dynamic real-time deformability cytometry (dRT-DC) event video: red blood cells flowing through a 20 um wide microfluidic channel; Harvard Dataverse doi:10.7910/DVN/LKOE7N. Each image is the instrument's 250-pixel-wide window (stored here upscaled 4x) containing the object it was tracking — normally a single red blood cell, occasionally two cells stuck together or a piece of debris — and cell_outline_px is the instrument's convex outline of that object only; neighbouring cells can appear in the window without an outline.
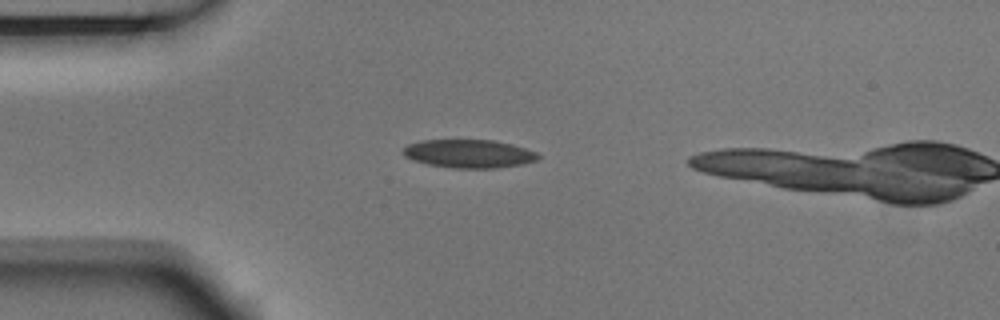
{"species": "Egyptian fruit bat (a non-hibernating species)", "species_latin": "Rousettus aegyptiacus", "temperature_condition": "room temperature", "stored_images_in_passage": 6, "camera_frame_rate_fps": 3000, "um_per_image_px": 0.085, "animal": {"sex": "male"}, "frame": {"image": 1, "passage_image": 4, "time_ms": 1.0, "image_size_px": [1000, 320], "cell_outline_px": [[540, 156], [536, 160], [520, 164], [492, 168], [452, 168], [428, 164], [404, 156], [400, 152], [400, 148], [408, 144], [420, 140], [492, 140], [512, 144], [536, 152]], "centroid_in_image_um": [39.79, 13.05], "position_along_channel_um": 45.2, "area_um2": 22.2}}
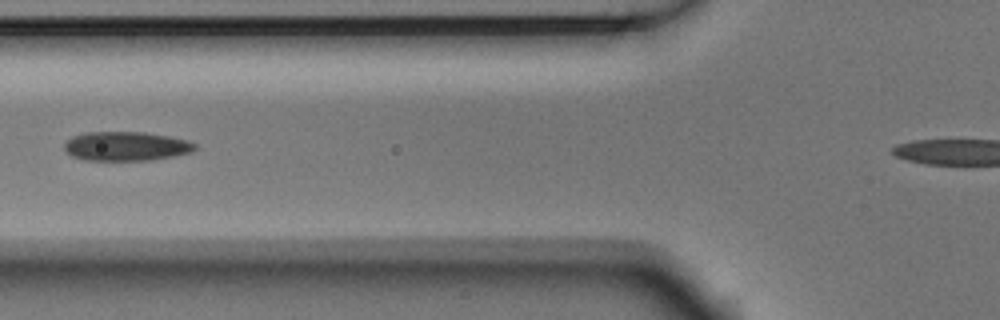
{"frame": {"image": 2, "passage_image": 6, "time_ms": 1.667, "image_size_px": [1000, 320], "cell_outline_px": [[196, 148], [192, 152], [172, 156], [148, 160], [84, 160], [72, 156], [64, 148], [64, 144], [72, 136], [84, 132], [144, 132], [168, 136], [188, 140], [196, 144]], "centroid_in_image_um": [10.71, 12.42], "position_along_channel_um": 115.1, "area_um2": 22.14}}